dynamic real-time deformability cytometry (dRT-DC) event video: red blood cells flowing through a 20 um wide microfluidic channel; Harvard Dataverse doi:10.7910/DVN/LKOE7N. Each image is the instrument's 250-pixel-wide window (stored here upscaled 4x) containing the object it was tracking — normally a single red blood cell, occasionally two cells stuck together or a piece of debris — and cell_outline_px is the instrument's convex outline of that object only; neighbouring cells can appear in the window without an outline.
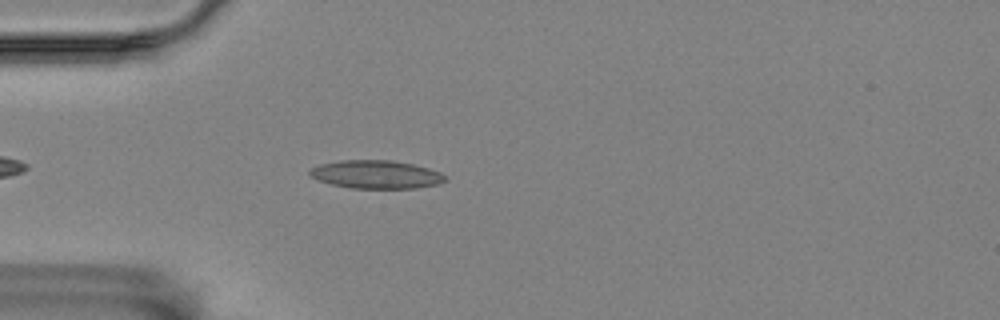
{"species": "Egyptian fruit bat (a non-hibernating species)", "species_latin": "Rousettus aegyptiacus", "temperature_condition": "room temperature", "stored_images_in_passage": 31, "camera_frame_rate_fps": 3000, "um_per_image_px": 0.085, "animal": {"sex": "female"}, "frame": {"image": 1, "passage_image": 6, "time_ms": 1.667, "image_size_px": [1000, 320], "cell_outline_px": [[444, 180], [436, 184], [416, 188], [352, 188], [332, 184], [320, 180], [312, 176], [308, 172], [312, 168], [320, 164], [340, 160], [392, 160], [412, 164], [428, 168], [440, 172], [444, 176]], "centroid_in_image_um": [31.95, 14.82], "position_along_channel_um": 53.0, "area_um2": 21.91}}
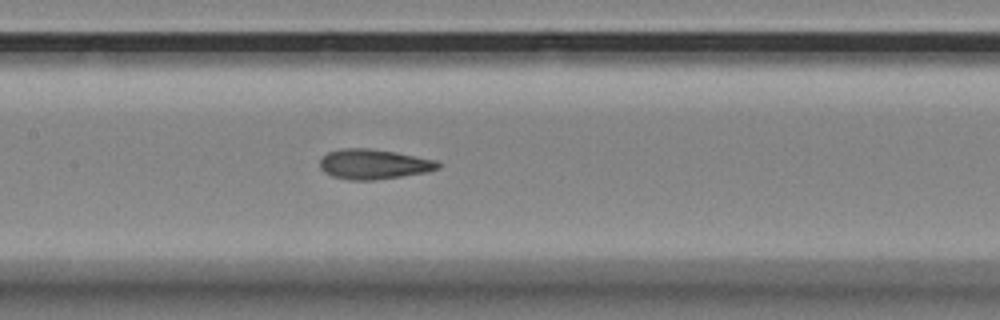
{"frame": {"image": 2, "passage_image": 17, "time_ms": 5.333, "image_size_px": [1000, 320], "cell_outline_px": [[440, 168], [424, 172], [400, 176], [372, 180], [352, 180], [332, 176], [324, 172], [320, 168], [320, 160], [328, 152], [340, 148], [368, 148], [396, 152], [436, 160], [440, 164]], "centroid_in_image_um": [31.74, 13.94], "position_along_channel_um": 175.7, "area_um2": 20.46}}
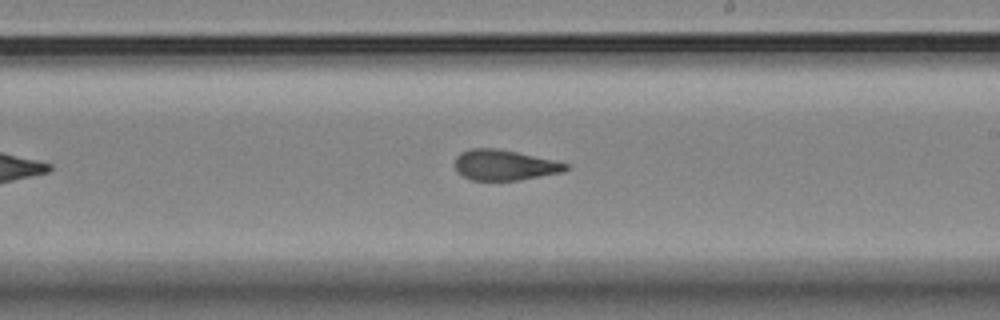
{"frame": {"image": 3, "passage_image": 23, "time_ms": 7.333, "image_size_px": [1000, 320], "cell_outline_px": [[568, 168], [564, 172], [520, 180], [472, 180], [456, 172], [456, 156], [460, 152], [472, 148], [496, 148], [516, 152], [552, 160], [568, 164]], "centroid_in_image_um": [42.86, 14.03], "position_along_channel_um": 246.1, "area_um2": 19.54}}